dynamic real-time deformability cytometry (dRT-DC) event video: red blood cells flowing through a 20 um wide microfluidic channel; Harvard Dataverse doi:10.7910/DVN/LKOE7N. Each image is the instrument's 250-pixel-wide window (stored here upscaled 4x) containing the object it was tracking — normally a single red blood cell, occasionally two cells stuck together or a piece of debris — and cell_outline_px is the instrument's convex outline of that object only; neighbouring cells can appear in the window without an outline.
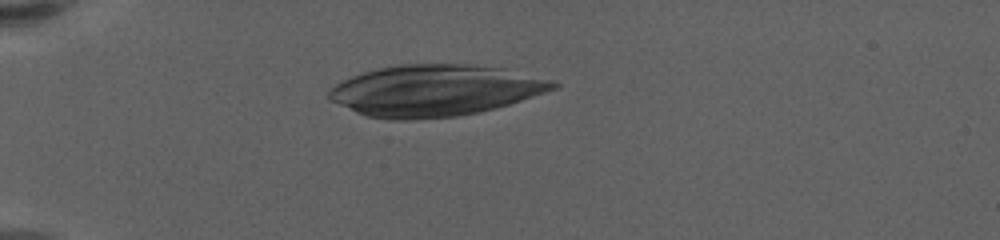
{"species": "human", "species_latin": "Homo sapiens", "temperature_condition": "warm", "stored_images_in_passage": 58, "camera_frame_rate_fps": 3000, "um_per_image_px": 0.085, "donor": {"sex": "female"}, "frame": {"image": 1, "passage_image": 17, "time_ms": 5.333, "image_size_px": [1000, 240], "cell_outline_px": [[560, 84], [556, 88], [496, 108], [456, 116], [408, 120], [392, 120], [368, 116], [356, 112], [328, 100], [328, 88], [352, 76], [364, 72], [380, 68], [400, 64], [460, 64], [504, 68], [548, 80]], "centroid_in_image_um": [36.89, 7.69], "position_along_channel_um": 48.1, "area_um2": 66.3}}